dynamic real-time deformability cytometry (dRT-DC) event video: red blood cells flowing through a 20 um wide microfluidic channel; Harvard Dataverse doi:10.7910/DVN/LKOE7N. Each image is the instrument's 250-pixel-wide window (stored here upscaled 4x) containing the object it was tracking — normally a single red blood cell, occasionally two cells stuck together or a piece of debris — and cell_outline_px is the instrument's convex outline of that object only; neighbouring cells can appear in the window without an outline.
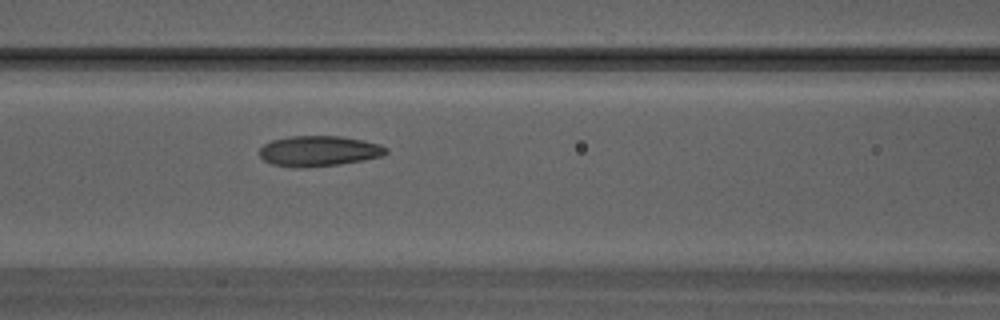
{"species": "Egyptian fruit bat (a non-hibernating species)", "species_latin": "Rousettus aegyptiacus", "temperature_condition": "warm", "stored_images_in_passage": 6, "camera_frame_rate_fps": 3000, "um_per_image_px": 0.085, "animal": {"sex": "male"}, "frame": {"image": 1, "passage_image": 6, "time_ms": 1.667, "image_size_px": [1000, 320], "cell_outline_px": [[388, 152], [380, 156], [364, 160], [336, 164], [300, 168], [296, 168], [272, 164], [264, 160], [260, 156], [260, 148], [264, 144], [272, 140], [288, 136], [340, 136], [364, 140], [380, 144], [388, 148]], "centroid_in_image_um": [27.1, 12.83], "position_along_channel_um": 139.5, "area_um2": 22.43}}